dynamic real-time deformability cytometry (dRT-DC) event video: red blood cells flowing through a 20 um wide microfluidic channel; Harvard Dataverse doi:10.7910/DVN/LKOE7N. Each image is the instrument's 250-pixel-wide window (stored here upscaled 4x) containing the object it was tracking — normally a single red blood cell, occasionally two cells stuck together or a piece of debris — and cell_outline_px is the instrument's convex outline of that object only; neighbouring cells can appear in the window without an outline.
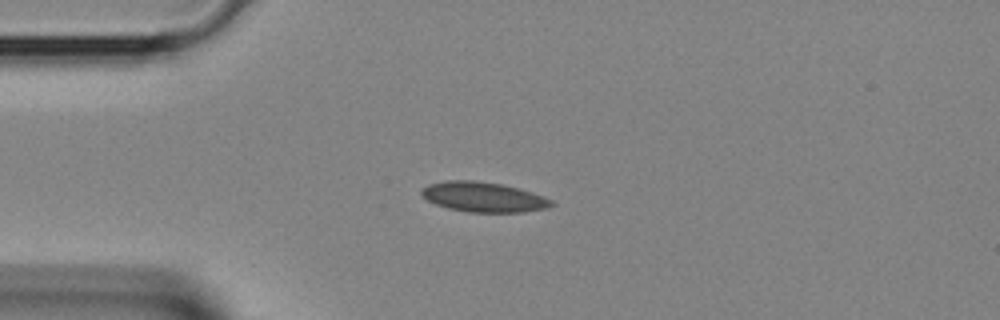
{"species": "Egyptian fruit bat (a non-hibernating species)", "species_latin": "Rousettus aegyptiacus", "temperature_condition": "room temperature", "stored_images_in_passage": 3, "camera_frame_rate_fps": 3000, "um_per_image_px": 0.085, "animal": {"sex": "female"}, "frame": {"image": 1, "passage_image": 2, "time_ms": 0.333, "image_size_px": [1000, 320], "cell_outline_px": [[556, 204], [548, 208], [524, 212], [468, 212], [448, 208], [436, 204], [420, 196], [420, 188], [428, 184], [444, 180], [472, 180], [500, 184], [532, 192], [544, 196], [552, 200]], "centroid_in_image_um": [41.07, 16.74], "position_along_channel_um": 43.9, "area_um2": 22.83}}